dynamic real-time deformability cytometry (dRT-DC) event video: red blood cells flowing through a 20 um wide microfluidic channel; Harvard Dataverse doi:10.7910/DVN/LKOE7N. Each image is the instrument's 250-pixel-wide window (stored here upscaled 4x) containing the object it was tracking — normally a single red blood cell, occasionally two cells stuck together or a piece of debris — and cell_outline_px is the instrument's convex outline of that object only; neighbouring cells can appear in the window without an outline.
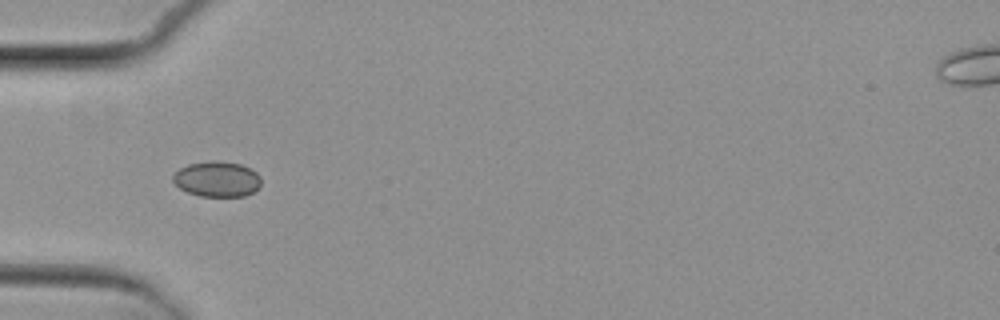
{"species": "common noctule bat (a hibernating species)", "species_latin": "Nyctalus noctula", "temperature_condition": "cold", "stored_images_in_passage": 2, "camera_frame_rate_fps": 3000, "um_per_image_px": 0.085, "animal": {"sex": "female", "body_mass_g": 29.2, "forearm_length_mm": 56.3}, "frame": {"image": 1, "passage_image": 1, "time_ms": 0.0, "image_size_px": [1000, 320], "cell_outline_px": [[260, 188], [244, 196], [200, 196], [188, 192], [180, 188], [172, 180], [172, 176], [180, 168], [188, 164], [212, 160], [216, 160], [240, 164], [256, 172], [260, 176]], "centroid_in_image_um": [18.45, 15.22], "position_along_channel_um": 66.6, "area_um2": 18.15}}
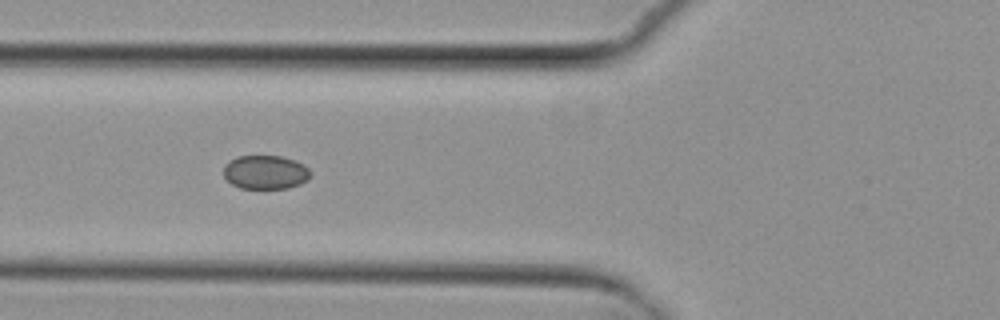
{"frame": {"image": 2, "passage_image": 2, "time_ms": 1.0, "image_size_px": [1000, 320], "cell_outline_px": [[312, 176], [308, 180], [300, 184], [288, 188], [240, 188], [232, 184], [224, 176], [224, 164], [228, 160], [236, 156], [280, 156], [296, 160], [304, 164], [312, 172]], "centroid_in_image_um": [22.58, 14.63], "position_along_channel_um": 103.2, "area_um2": 17.4}}